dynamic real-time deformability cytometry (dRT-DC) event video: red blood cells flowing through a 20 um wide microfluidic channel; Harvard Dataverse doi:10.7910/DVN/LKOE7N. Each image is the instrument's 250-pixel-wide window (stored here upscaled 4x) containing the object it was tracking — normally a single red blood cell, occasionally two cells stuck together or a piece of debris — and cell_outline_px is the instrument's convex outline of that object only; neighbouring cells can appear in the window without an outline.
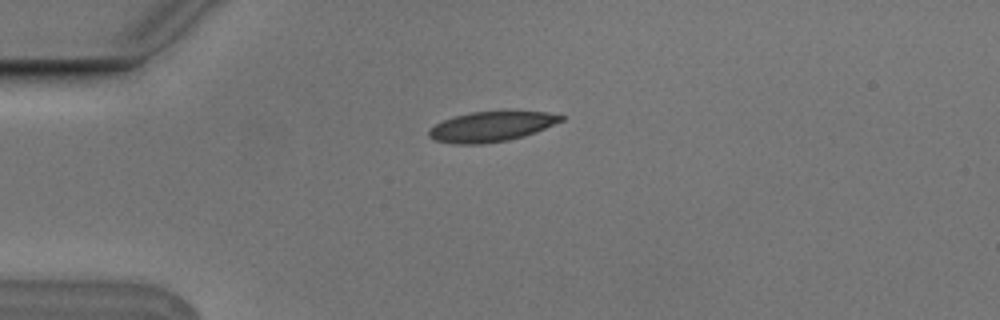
{"species": "Egyptian fruit bat (a non-hibernating species)", "species_latin": "Rousettus aegyptiacus", "temperature_condition": "cold", "stored_images_in_passage": 4, "camera_frame_rate_fps": 3000, "um_per_image_px": 0.085, "animal": {"sex": "male"}, "frame": {"image": 1, "passage_image": 1, "time_ms": 0.0, "image_size_px": [1000, 320], "cell_outline_px": [[564, 120], [536, 132], [524, 136], [508, 140], [480, 144], [452, 144], [436, 140], [428, 136], [428, 132], [436, 124], [444, 120], [456, 116], [472, 112], [504, 108], [548, 112], [564, 116]], "centroid_in_image_um": [41.84, 10.71], "position_along_channel_um": 43.2, "area_um2": 23.87}}
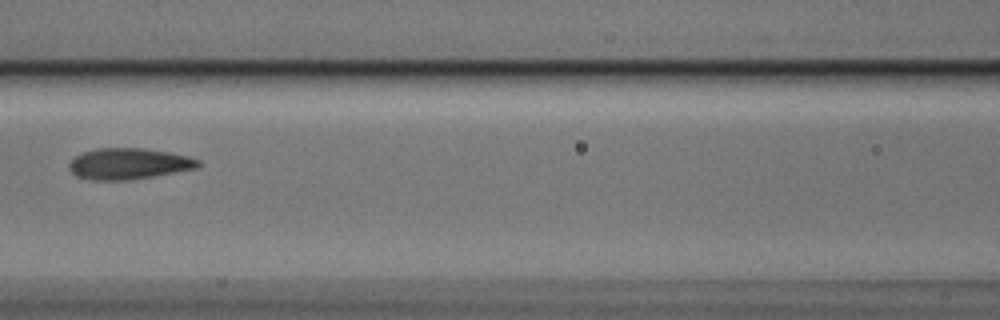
{"frame": {"image": 2, "passage_image": 4, "time_ms": 1.0, "image_size_px": [1000, 320], "cell_outline_px": [[200, 164], [196, 168], [152, 176], [128, 180], [92, 180], [76, 176], [68, 168], [68, 164], [76, 156], [84, 152], [96, 148], [144, 148], [168, 152], [188, 156], [200, 160]], "centroid_in_image_um": [10.92, 13.91], "position_along_channel_um": 155.7, "area_um2": 23.24}}